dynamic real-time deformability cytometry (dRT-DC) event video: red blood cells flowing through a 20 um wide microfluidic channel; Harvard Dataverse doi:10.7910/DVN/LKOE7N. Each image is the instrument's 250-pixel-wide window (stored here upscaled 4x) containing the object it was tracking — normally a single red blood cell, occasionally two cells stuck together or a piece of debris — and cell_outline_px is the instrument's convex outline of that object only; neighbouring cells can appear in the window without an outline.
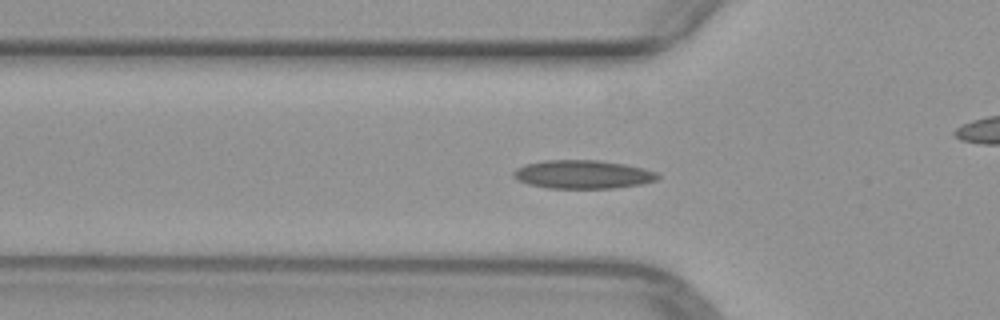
{"species": "common noctule bat (a hibernating species)", "species_latin": "Nyctalus noctula", "temperature_condition": "warm", "stored_images_in_passage": 46, "camera_frame_rate_fps": 3000, "um_per_image_px": 0.085, "animal": {"sex": "female", "body_mass_g": 29.2, "forearm_length_mm": 56.3}, "frame": {"image": 1, "passage_image": 11, "time_ms": 3.333, "image_size_px": [1000, 320], "cell_outline_px": [[660, 176], [656, 180], [644, 184], [612, 188], [548, 188], [528, 184], [516, 180], [512, 176], [512, 172], [516, 168], [524, 164], [544, 160], [596, 160], [624, 164], [644, 168], [656, 172]], "centroid_in_image_um": [49.51, 14.82], "position_along_channel_um": 76.3, "area_um2": 24.1}}
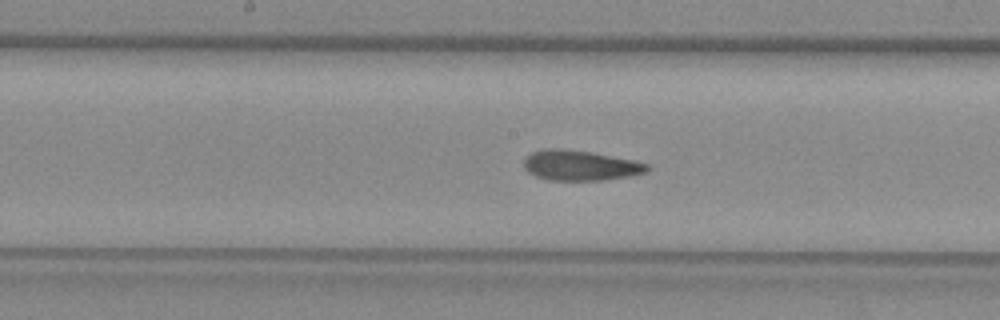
{"frame": {"image": 2, "passage_image": 20, "time_ms": 6.333, "image_size_px": [1000, 320], "cell_outline_px": [[652, 168], [648, 172], [628, 176], [604, 180], [548, 180], [536, 176], [528, 172], [524, 168], [524, 160], [532, 152], [544, 148], [560, 148], [592, 152], [632, 160], [648, 164]], "centroid_in_image_um": [49.32, 14.06], "position_along_channel_um": 198.9, "area_um2": 21.73}}
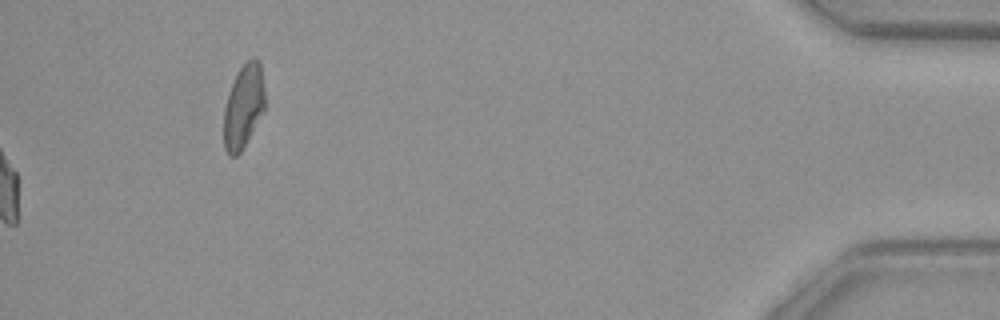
{"frame": {"image": 3, "passage_image": 46, "time_ms": 15.0, "image_size_px": [1000, 320], "cell_outline_px": [[264, 112], [240, 152], [236, 156], [228, 156], [224, 148], [224, 108], [228, 92], [240, 68], [252, 56], [256, 56], [260, 60], [264, 88]], "centroid_in_image_um": [20.7, 9.03], "position_along_channel_um": 414.5, "area_um2": 20.11}}